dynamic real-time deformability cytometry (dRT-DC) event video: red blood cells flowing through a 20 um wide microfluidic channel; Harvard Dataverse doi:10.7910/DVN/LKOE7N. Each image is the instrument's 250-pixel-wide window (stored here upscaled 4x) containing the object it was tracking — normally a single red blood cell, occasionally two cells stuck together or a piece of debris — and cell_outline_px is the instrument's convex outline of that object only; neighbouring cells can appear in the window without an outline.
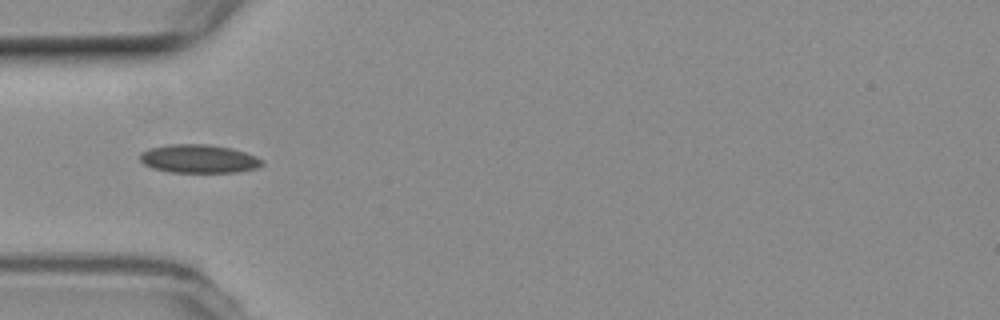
{"species": "common noctule bat (a hibernating species)", "species_latin": "Nyctalus noctula", "temperature_condition": "room temperature", "stored_images_in_passage": 13, "camera_frame_rate_fps": 3000, "um_per_image_px": 0.085, "animal": {"sex": "female", "body_mass_g": 19.3, "forearm_length_mm": 54.1}, "frame": {"image": 1, "passage_image": 1, "time_ms": 0.0, "image_size_px": [1000, 320], "cell_outline_px": [[264, 164], [256, 168], [236, 172], [168, 172], [152, 168], [144, 164], [140, 160], [140, 152], [148, 148], [172, 144], [208, 144], [232, 148], [256, 156], [264, 160]], "centroid_in_image_um": [16.89, 13.49], "position_along_channel_um": 68.1, "area_um2": 20.35}}
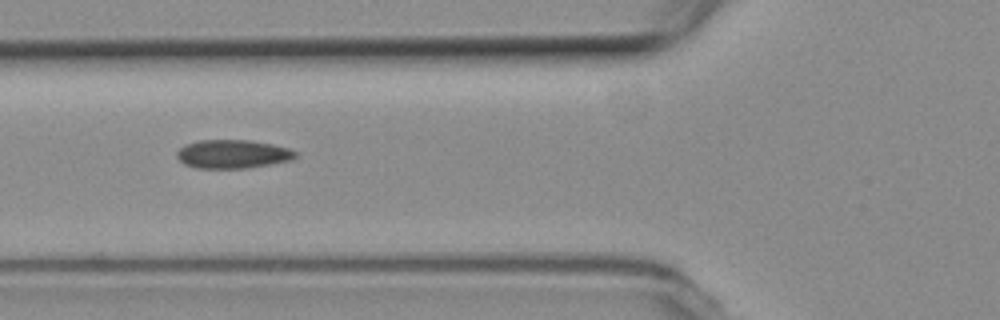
{"frame": {"image": 2, "passage_image": 4, "time_ms": 1.0, "image_size_px": [1000, 320], "cell_outline_px": [[296, 156], [288, 160], [268, 164], [244, 168], [196, 168], [184, 164], [176, 156], [176, 152], [180, 148], [188, 144], [200, 140], [248, 140], [272, 144], [288, 148], [296, 152]], "centroid_in_image_um": [19.73, 13.09], "position_along_channel_um": 106.1, "area_um2": 19.42}}